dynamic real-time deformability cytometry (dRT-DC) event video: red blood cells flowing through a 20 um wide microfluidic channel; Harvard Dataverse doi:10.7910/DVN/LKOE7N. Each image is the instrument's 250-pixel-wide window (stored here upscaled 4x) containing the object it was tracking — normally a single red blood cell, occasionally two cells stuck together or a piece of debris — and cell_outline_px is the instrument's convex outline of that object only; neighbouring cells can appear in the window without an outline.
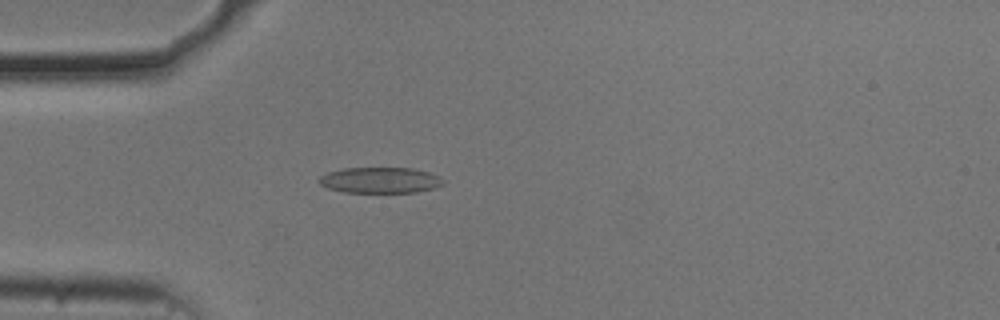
{"species": "common noctule bat (a hibernating species)", "species_latin": "Nyctalus noctula", "temperature_condition": "cold", "stored_images_in_passage": 53, "camera_frame_rate_fps": 3000, "um_per_image_px": 0.085, "animal": {"sex": "male", "body_mass_g": 20.5, "forearm_length_mm": 52.5}, "frame": {"image": 1, "passage_image": 14, "time_ms": 4.333, "image_size_px": [1000, 320], "cell_outline_px": [[444, 184], [432, 188], [416, 192], [344, 192], [328, 188], [320, 184], [316, 180], [320, 176], [328, 172], [344, 168], [412, 168], [432, 172], [440, 176], [444, 180]], "centroid_in_image_um": [32.32, 15.3], "position_along_channel_um": 52.7, "area_um2": 18.79}}
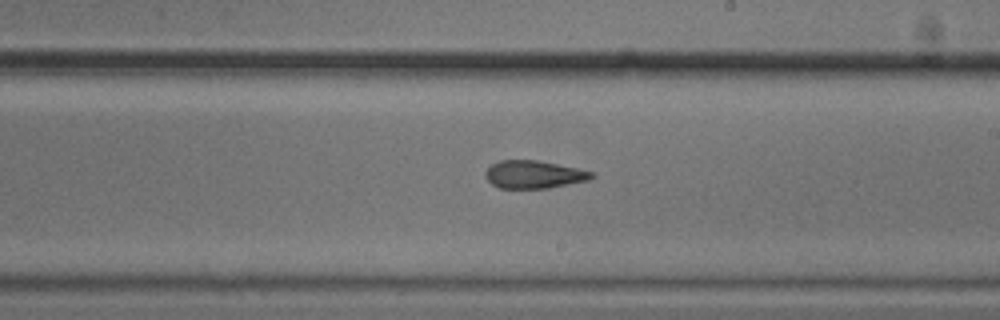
{"frame": {"image": 2, "passage_image": 30, "time_ms": 9.667, "image_size_px": [1000, 320], "cell_outline_px": [[596, 176], [588, 180], [548, 188], [500, 188], [492, 184], [484, 176], [484, 172], [492, 164], [500, 160], [536, 160], [576, 168], [592, 172]], "centroid_in_image_um": [45.35, 14.83], "position_along_channel_um": 243.7, "area_um2": 17.05}}
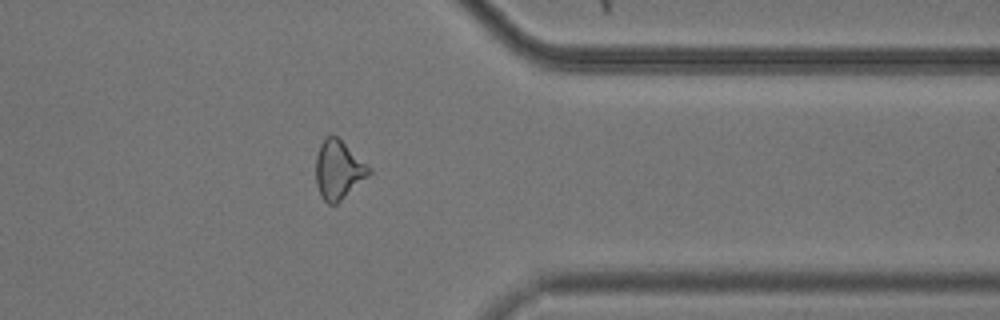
{"frame": {"image": 3, "passage_image": 42, "time_ms": 13.667, "image_size_px": [1000, 320], "cell_outline_px": [[372, 172], [368, 176], [336, 204], [328, 204], [320, 196], [316, 184], [316, 156], [320, 144], [332, 132], [372, 168]], "centroid_in_image_um": [28.76, 14.43], "position_along_channel_um": 382.6, "area_um2": 18.15}, "authors_computed_cell_mechanics": {"area_um2": 18.5538, "velocity_mm_per_s": 3.7138, "shape_relaxation_time_tau1_ms": null, "shape_relaxation_time_tau2_ms": 4.5005, "deformation_change_tau1": null, "deformation_change_tau2": 0.116}}